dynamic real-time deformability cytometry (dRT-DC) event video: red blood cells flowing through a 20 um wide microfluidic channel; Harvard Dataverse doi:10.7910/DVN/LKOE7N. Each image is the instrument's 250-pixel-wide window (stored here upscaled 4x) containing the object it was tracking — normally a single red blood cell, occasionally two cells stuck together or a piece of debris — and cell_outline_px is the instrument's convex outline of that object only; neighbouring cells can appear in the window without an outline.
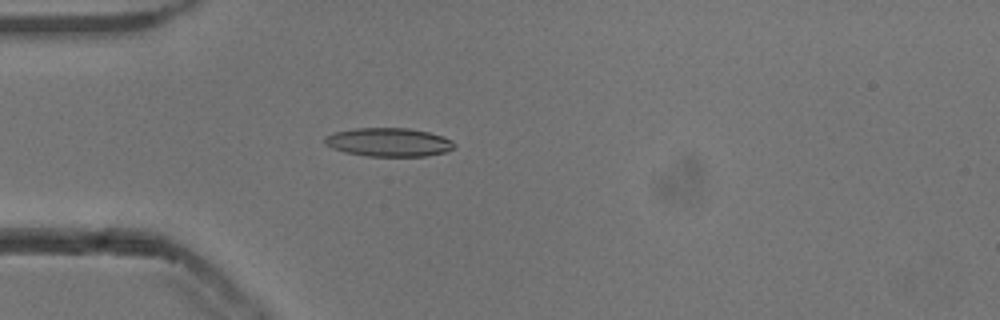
{"species": "common noctule bat (a hibernating species)", "species_latin": "Nyctalus noctula", "temperature_condition": "cold", "stored_images_in_passage": 53, "camera_frame_rate_fps": 3000, "um_per_image_px": 0.085, "animal": {"sex": "male", "body_mass_g": 13.3}, "frame": {"image": 1, "passage_image": 15, "time_ms": 4.667, "image_size_px": [1000, 320], "cell_outline_px": [[456, 144], [452, 148], [444, 152], [424, 156], [368, 156], [344, 152], [332, 148], [324, 144], [324, 136], [332, 132], [356, 128], [408, 128], [428, 132], [444, 136], [452, 140]], "centroid_in_image_um": [33.0, 12.08], "position_along_channel_um": 52.0, "area_um2": 21.68}}
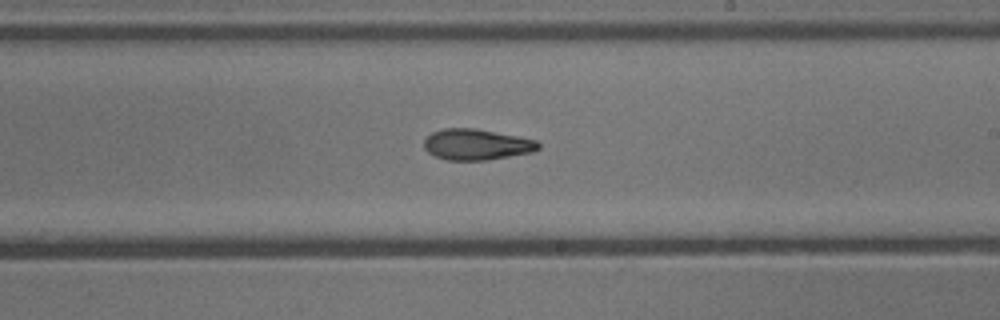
{"frame": {"image": 2, "passage_image": 31, "time_ms": 10.0, "image_size_px": [1000, 320], "cell_outline_px": [[540, 148], [532, 152], [488, 160], [448, 160], [436, 156], [428, 152], [424, 148], [424, 140], [432, 132], [444, 128], [476, 128], [536, 140], [540, 144]], "centroid_in_image_um": [40.5, 12.28], "position_along_channel_um": 248.5, "area_um2": 20.52}}
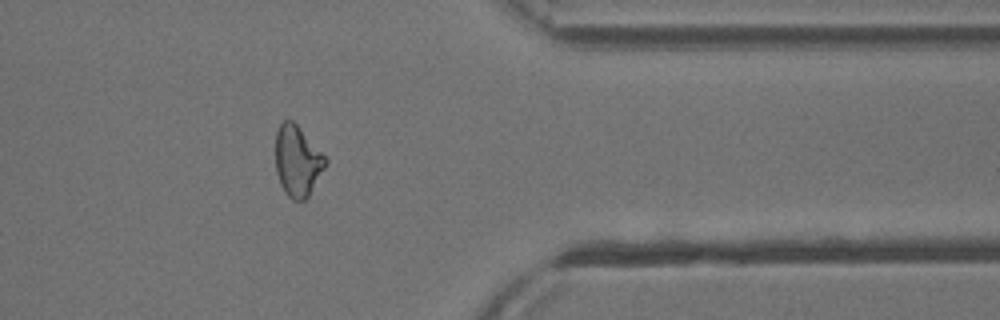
{"frame": {"image": 3, "passage_image": 43, "time_ms": 14.0, "image_size_px": [1000, 320], "cell_outline_px": [[328, 164], [308, 196], [304, 200], [292, 200], [284, 192], [280, 184], [276, 172], [276, 132], [280, 124], [284, 120], [292, 120], [296, 124], [328, 160]], "centroid_in_image_um": [25.28, 13.71], "position_along_channel_um": 386.1, "area_um2": 20.46}, "authors_computed_cell_mechanics": {"area_um2": 20.7502, "velocity_mm_per_s": 3.841, "shape_relaxation_time_tau1_ms": null, "shape_relaxation_time_tau2_ms": 5.0486, "deformation_change_tau1": null, "deformation_change_tau2": 0.1347}}